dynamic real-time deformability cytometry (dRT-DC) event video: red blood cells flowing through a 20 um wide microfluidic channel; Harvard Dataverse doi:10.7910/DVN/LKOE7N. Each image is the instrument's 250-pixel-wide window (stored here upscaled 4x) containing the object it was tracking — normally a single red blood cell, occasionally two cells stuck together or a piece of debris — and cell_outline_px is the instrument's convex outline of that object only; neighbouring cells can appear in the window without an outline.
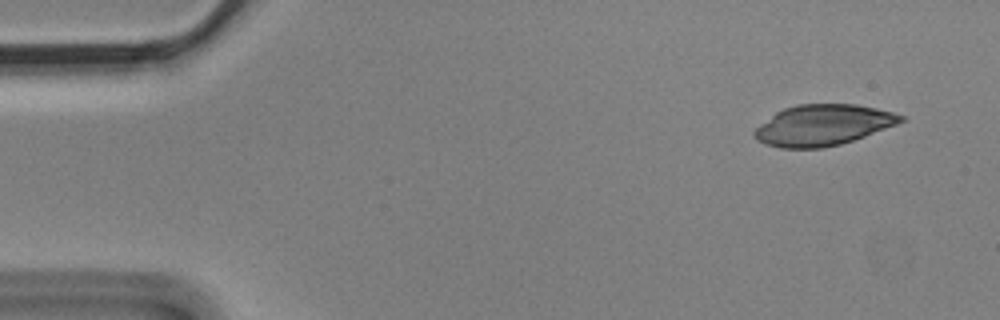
{"species": "Egyptian fruit bat (a non-hibernating species)", "species_latin": "Rousettus aegyptiacus", "temperature_condition": "cold", "stored_images_in_passage": 4, "camera_frame_rate_fps": 3000, "um_per_image_px": 0.085, "animal": {"sex": "male"}, "frame": {"image": 1, "passage_image": 1, "time_ms": 0.0, "image_size_px": [1000, 320], "cell_outline_px": [[904, 120], [896, 124], [864, 136], [840, 144], [824, 148], [780, 148], [764, 144], [756, 140], [752, 136], [752, 132], [760, 124], [776, 112], [784, 108], [796, 104], [856, 104], [876, 108], [892, 112], [904, 116]], "centroid_in_image_um": [69.89, 10.64], "position_along_channel_um": 15.1, "area_um2": 34.8}}